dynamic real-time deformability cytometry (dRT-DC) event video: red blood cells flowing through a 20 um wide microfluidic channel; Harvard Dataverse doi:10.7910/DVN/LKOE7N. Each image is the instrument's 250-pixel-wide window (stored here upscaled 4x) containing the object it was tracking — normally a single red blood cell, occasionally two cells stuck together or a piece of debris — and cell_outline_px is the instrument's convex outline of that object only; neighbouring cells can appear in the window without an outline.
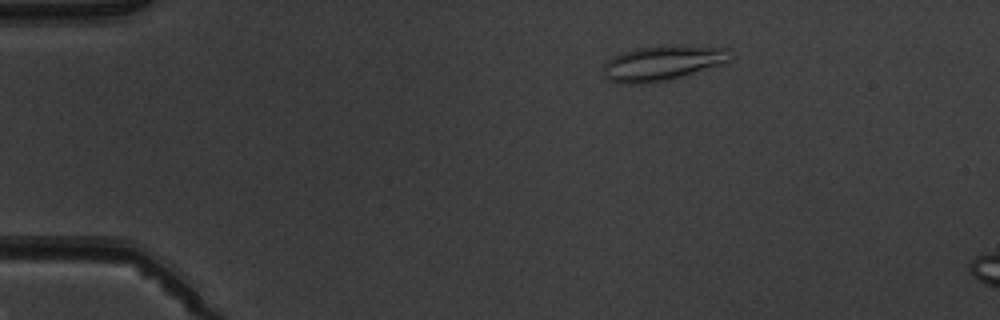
{"species": "common noctule bat (a hibernating species)", "species_latin": "Nyctalus noctula", "temperature_condition": "warm", "stored_images_in_passage": 5, "camera_frame_rate_fps": 3000, "um_per_image_px": 0.085, "animal": {"sex": "male", "body_mass_g": 19.5, "forearm_length_mm": 54.6}, "frame": {"image": 1, "passage_image": 3, "time_ms": 2.333, "image_size_px": [1000, 320], "cell_outline_px": [[728, 64], [664, 80], [640, 84], [628, 84], [608, 80], [604, 76], [604, 64], [612, 56], [620, 52], [636, 48], [676, 44], [684, 44], [728, 48]], "centroid_in_image_um": [56.32, 5.33], "position_along_channel_um": 28.7, "area_um2": 26.07}}